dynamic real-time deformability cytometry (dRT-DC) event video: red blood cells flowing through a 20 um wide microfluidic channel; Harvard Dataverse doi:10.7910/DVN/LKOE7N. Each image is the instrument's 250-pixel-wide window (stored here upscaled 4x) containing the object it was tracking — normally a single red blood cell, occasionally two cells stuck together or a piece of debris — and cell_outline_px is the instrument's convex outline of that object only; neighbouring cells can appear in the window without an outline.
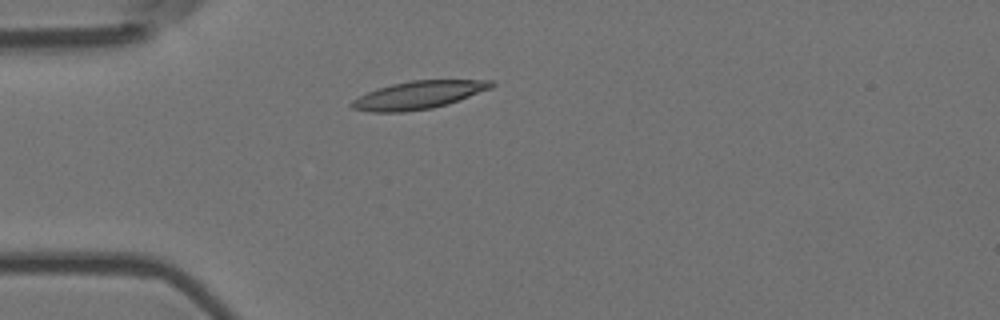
{"species": "Egyptian fruit bat (a non-hibernating species)", "species_latin": "Rousettus aegyptiacus", "temperature_condition": "room temperature", "stored_images_in_passage": 4, "camera_frame_rate_fps": 3000, "um_per_image_px": 0.085, "animal": {"sex": "female"}, "frame": {"image": 1, "passage_image": 3, "time_ms": 0.667, "image_size_px": [1000, 320], "cell_outline_px": [[496, 84], [492, 88], [448, 104], [432, 108], [404, 112], [368, 112], [352, 108], [348, 104], [352, 100], [376, 88], [392, 84], [412, 80], [492, 80]], "centroid_in_image_um": [35.56, 8.08], "position_along_channel_um": 49.4, "area_um2": 22.77}}